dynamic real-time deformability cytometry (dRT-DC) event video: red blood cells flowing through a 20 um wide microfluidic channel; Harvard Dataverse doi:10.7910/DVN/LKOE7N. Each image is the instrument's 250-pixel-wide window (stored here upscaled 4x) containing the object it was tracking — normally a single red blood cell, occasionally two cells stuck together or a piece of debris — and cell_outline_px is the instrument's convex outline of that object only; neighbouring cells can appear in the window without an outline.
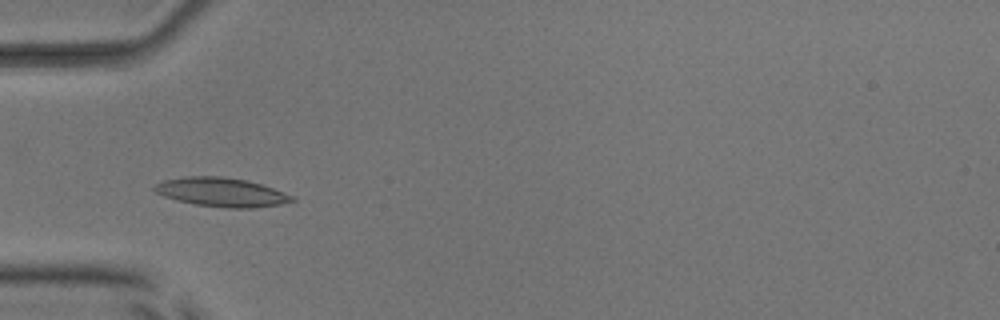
{"species": "common noctule bat (a hibernating species)", "species_latin": "Nyctalus noctula", "temperature_condition": "room temperature", "stored_images_in_passage": 52, "camera_frame_rate_fps": 3000, "um_per_image_px": 0.085, "animal": {"sex": "male", "body_mass_g": 17.9, "forearm_length_mm": 54.2}, "frame": {"image": 1, "passage_image": 16, "time_ms": 5.0, "image_size_px": [1000, 320], "cell_outline_px": [[296, 200], [280, 204], [252, 208], [228, 208], [196, 204], [176, 200], [164, 196], [156, 192], [152, 188], [156, 184], [164, 180], [184, 176], [224, 176], [244, 180], [260, 184], [296, 196]], "centroid_in_image_um": [18.83, 16.33], "position_along_channel_um": 66.2, "area_um2": 23.12}}
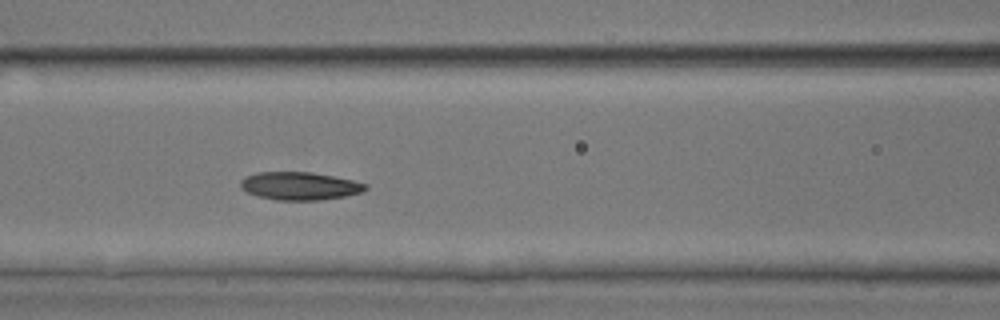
{"frame": {"image": 2, "passage_image": 22, "time_ms": 7.0, "image_size_px": [1000, 320], "cell_outline_px": [[368, 188], [364, 192], [344, 196], [320, 200], [276, 200], [260, 196], [248, 192], [240, 188], [240, 180], [244, 176], [256, 172], [312, 172], [352, 180], [368, 184]], "centroid_in_image_um": [25.47, 15.8], "position_along_channel_um": 141.1, "area_um2": 20.4}}
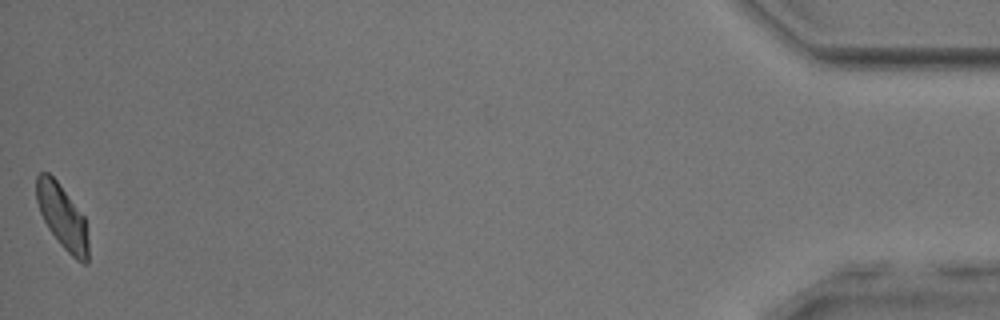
{"frame": {"image": 3, "passage_image": 52, "time_ms": 17.0, "image_size_px": [1000, 320], "cell_outline_px": [[88, 264], [84, 264], [76, 260], [60, 244], [48, 228], [40, 212], [36, 200], [36, 176], [40, 172], [48, 172], [56, 180], [84, 216], [88, 240]], "centroid_in_image_um": [5.29, 18.44], "position_along_channel_um": 429.9, "area_um2": 19.25}, "authors_computed_cell_mechanics": {"area_um2": 20.3745, "velocity_mm_per_s": 3.8212, "shape_relaxation_time_tau1_ms": 4.5377, "shape_relaxation_time_tau2_ms": 5.4954, "deformation_change_tau1": 0.1024, "deformation_change_tau2": 0.1023}}